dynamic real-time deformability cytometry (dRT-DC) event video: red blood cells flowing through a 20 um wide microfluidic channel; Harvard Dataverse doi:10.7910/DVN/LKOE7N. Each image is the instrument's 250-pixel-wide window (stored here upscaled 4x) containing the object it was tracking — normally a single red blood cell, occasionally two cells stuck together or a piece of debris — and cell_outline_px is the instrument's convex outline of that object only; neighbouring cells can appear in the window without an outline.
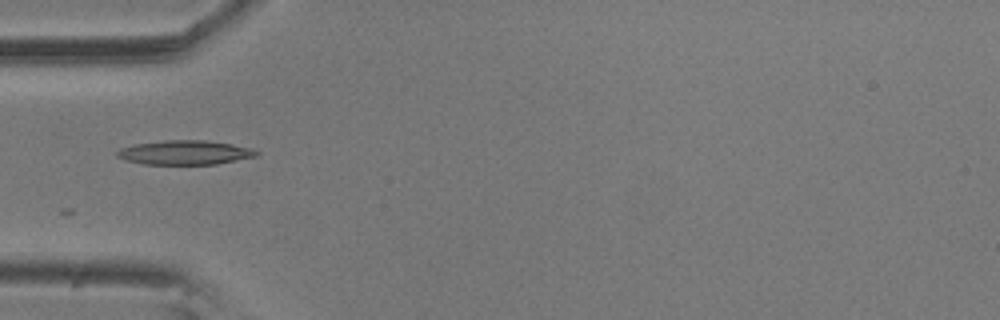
{"species": "common noctule bat (a hibernating species)", "species_latin": "Nyctalus noctula", "temperature_condition": "room temperature", "stored_images_in_passage": 20, "camera_frame_rate_fps": 3000, "um_per_image_px": 0.085, "animal": {"sex": "male", "body_mass_g": 20.5, "forearm_length_mm": 52.5}, "frame": {"image": 1, "passage_image": 1, "time_ms": 0.0, "image_size_px": [1000, 320], "cell_outline_px": [[260, 152], [256, 156], [216, 164], [144, 164], [128, 160], [116, 156], [116, 152], [120, 148], [136, 144], [164, 140], [204, 140], [232, 144], [252, 148]], "centroid_in_image_um": [15.73, 12.96], "position_along_channel_um": 69.3, "area_um2": 19.54}}
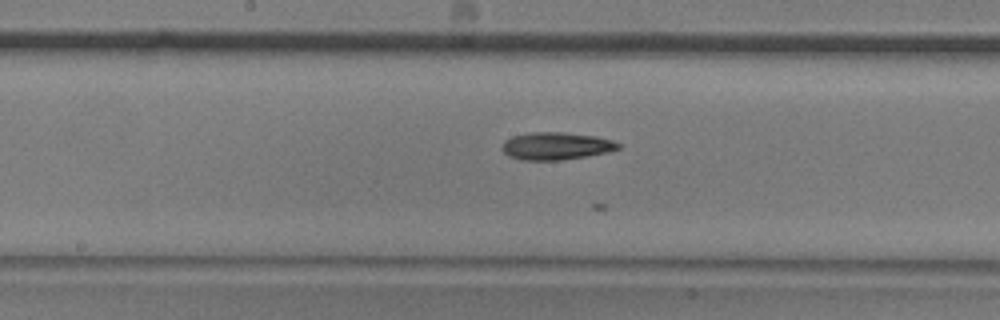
{"frame": {"image": 2, "passage_image": 12, "time_ms": 3.667, "image_size_px": [1000, 320], "cell_outline_px": [[620, 148], [608, 152], [588, 156], [560, 160], [520, 160], [508, 156], [500, 148], [504, 140], [512, 136], [528, 132], [564, 132], [596, 136], [612, 140], [620, 144]], "centroid_in_image_um": [47.23, 12.41], "position_along_channel_um": 201.0, "area_um2": 18.84}}
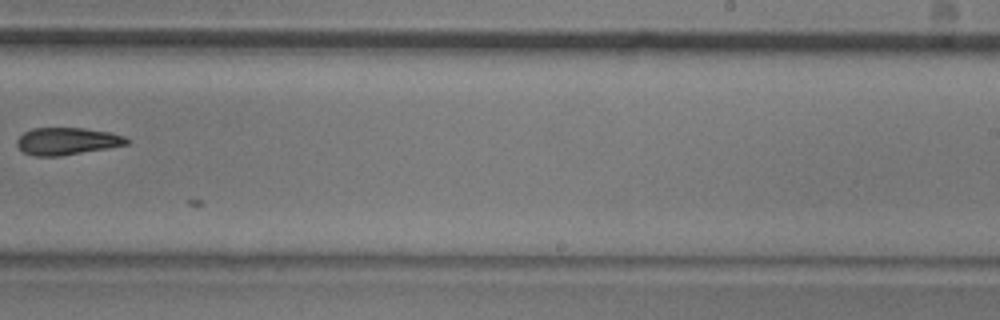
{"frame": {"image": 3, "passage_image": 19, "time_ms": 6.0, "image_size_px": [1000, 320], "cell_outline_px": [[132, 140], [128, 144], [108, 148], [60, 156], [32, 156], [24, 152], [16, 144], [16, 140], [24, 132], [32, 128], [84, 128], [108, 132], [124, 136]], "centroid_in_image_um": [5.7, 12.0], "position_along_channel_um": 283.3, "area_um2": 17.46}}